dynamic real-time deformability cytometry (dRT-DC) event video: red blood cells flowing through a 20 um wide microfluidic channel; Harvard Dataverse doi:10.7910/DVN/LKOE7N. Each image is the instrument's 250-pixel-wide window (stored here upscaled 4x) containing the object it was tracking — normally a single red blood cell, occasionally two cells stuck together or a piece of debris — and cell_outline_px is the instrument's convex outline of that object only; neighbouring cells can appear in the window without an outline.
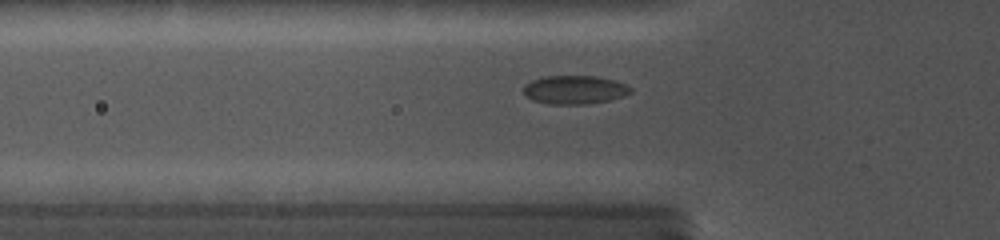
{"species": "common noctule bat (a hibernating species)", "species_latin": "Nyctalus noctula", "temperature_condition": "cold", "stored_images_in_passage": 31, "camera_frame_rate_fps": 5000, "um_per_image_px": 0.085, "animal": {"sex": "female", "body_mass_g": 19.0, "forearm_length_mm": 56.7}, "frame": {"image": 1, "passage_image": 7, "time_ms": 3.4, "image_size_px": [1000, 240], "cell_outline_px": [[632, 92], [608, 100], [588, 104], [552, 104], [532, 100], [524, 92], [524, 88], [532, 80], [544, 76], [596, 76], [616, 80], [628, 84], [632, 88]], "centroid_in_image_um": [48.89, 7.62], "position_along_channel_um": 76.9, "area_um2": 17.69}}
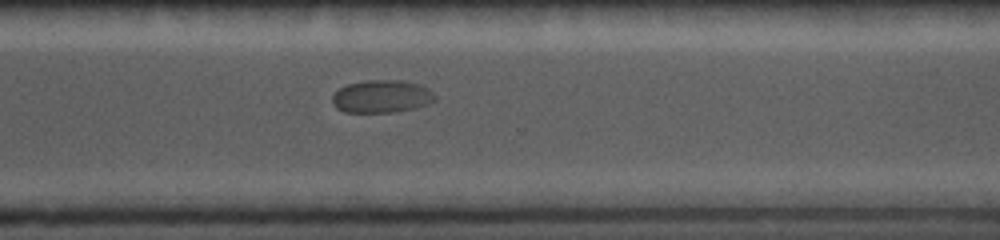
{"frame": {"image": 2, "passage_image": 22, "time_ms": 10.4, "image_size_px": [1000, 240], "cell_outline_px": [[436, 100], [412, 108], [392, 112], [344, 112], [336, 108], [332, 100], [332, 96], [340, 88], [348, 84], [364, 80], [404, 80], [420, 84], [428, 88], [436, 96]], "centroid_in_image_um": [32.43, 8.18], "position_along_channel_um": 338.2, "area_um2": 19.48}}
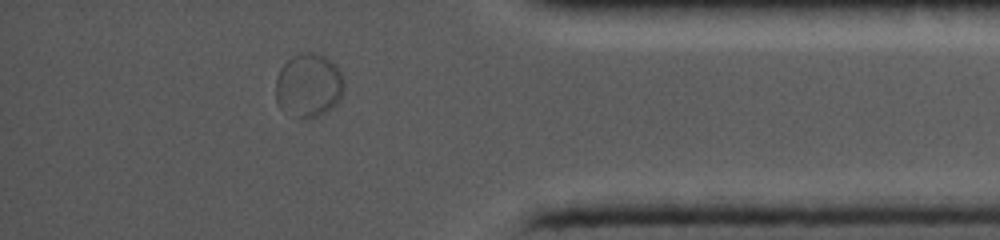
{"frame": {"image": 3, "passage_image": 27, "time_ms": 12.6, "image_size_px": [1000, 240], "cell_outline_px": [[344, 84], [340, 96], [336, 104], [324, 112], [316, 116], [300, 120], [280, 108], [276, 100], [276, 76], [280, 68], [292, 56], [300, 52], [320, 52], [328, 56], [336, 64], [344, 80]], "centroid_in_image_um": [26.22, 7.22], "position_along_channel_um": 409.0, "area_um2": 25.72}}